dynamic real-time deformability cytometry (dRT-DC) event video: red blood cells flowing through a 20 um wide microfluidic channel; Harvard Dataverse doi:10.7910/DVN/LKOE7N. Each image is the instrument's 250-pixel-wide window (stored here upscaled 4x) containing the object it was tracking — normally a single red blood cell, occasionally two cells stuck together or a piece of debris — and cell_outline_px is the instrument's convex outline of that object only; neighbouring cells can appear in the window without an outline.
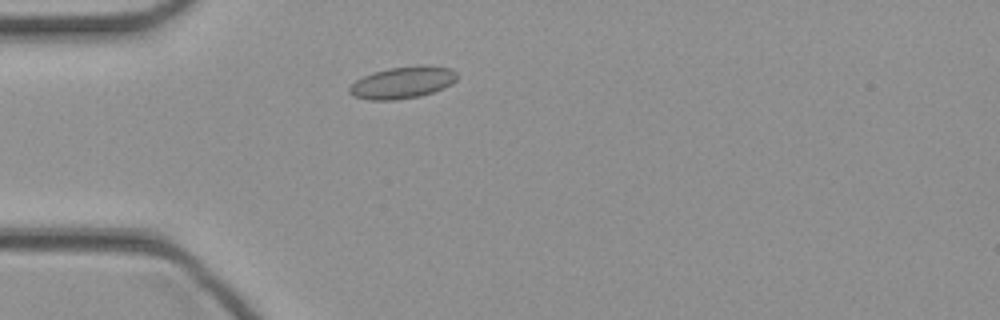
{"species": "common noctule bat (a hibernating species)", "species_latin": "Nyctalus noctula", "temperature_condition": "cold", "stored_images_in_passage": 36, "camera_frame_rate_fps": 3000, "um_per_image_px": 0.085, "animal": {"sex": "female", "body_mass_g": 21.9}, "frame": {"image": 1, "passage_image": 3, "time_ms": 0.667, "image_size_px": [1000, 320], "cell_outline_px": [[460, 76], [452, 84], [444, 88], [420, 96], [396, 100], [368, 100], [352, 96], [348, 92], [348, 88], [356, 80], [372, 72], [388, 68], [420, 64], [428, 64], [452, 68]], "centroid_in_image_um": [34.25, 7.0], "position_along_channel_um": 50.8, "area_um2": 20.52}}
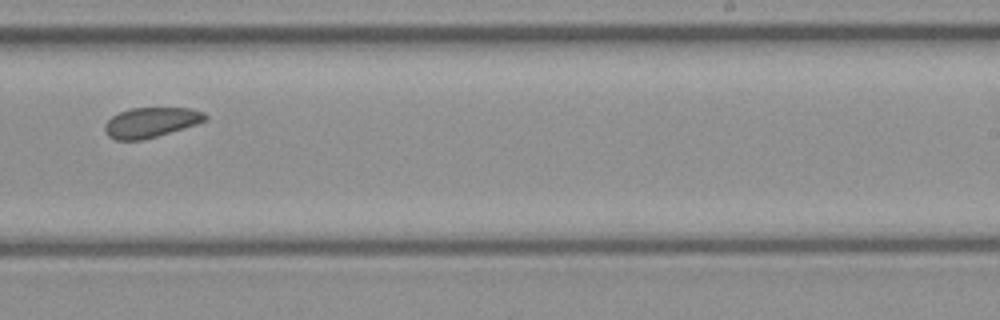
{"frame": {"image": 2, "passage_image": 19, "time_ms": 6.0, "image_size_px": [1000, 320], "cell_outline_px": [[208, 120], [184, 128], [144, 140], [112, 140], [104, 132], [104, 124], [112, 116], [120, 112], [132, 108], [188, 108], [204, 112], [208, 116]], "centroid_in_image_um": [12.81, 10.41], "position_along_channel_um": 276.2, "area_um2": 17.69}}
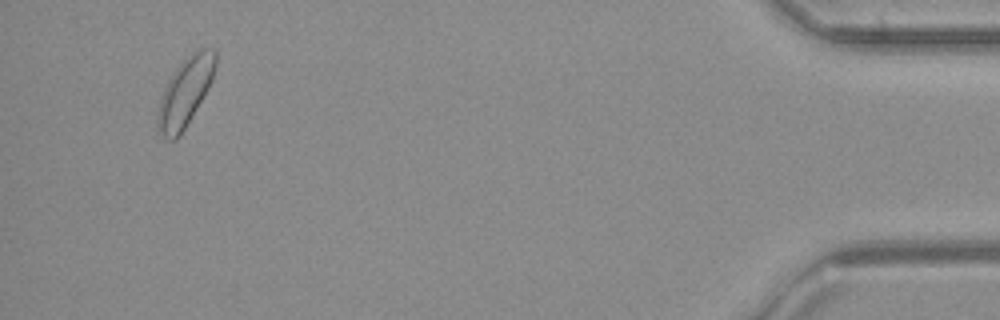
{"frame": {"image": 3, "passage_image": 34, "time_ms": 11.0, "image_size_px": [1000, 320], "cell_outline_px": [[216, 68], [212, 80], [204, 96], [180, 136], [176, 140], [168, 140], [156, 128], [156, 116], [160, 96], [168, 80], [176, 68], [196, 48], [212, 48], [216, 52]], "centroid_in_image_um": [15.73, 7.84], "position_along_channel_um": 419.5, "area_um2": 23.24}}